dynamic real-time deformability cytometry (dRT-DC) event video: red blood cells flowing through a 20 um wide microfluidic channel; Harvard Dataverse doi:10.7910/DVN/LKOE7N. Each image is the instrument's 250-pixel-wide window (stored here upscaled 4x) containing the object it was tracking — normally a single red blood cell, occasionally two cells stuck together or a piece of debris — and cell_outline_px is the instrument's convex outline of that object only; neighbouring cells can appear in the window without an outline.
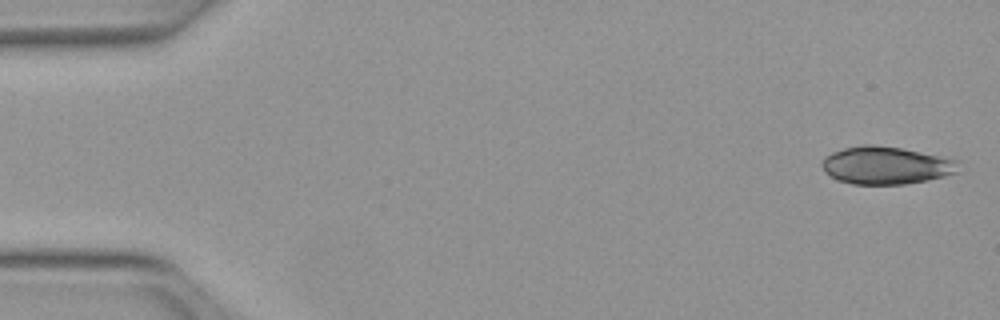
{"species": "Egyptian fruit bat (a non-hibernating species)", "species_latin": "Rousettus aegyptiacus", "temperature_condition": "warm", "stored_images_in_passage": 50, "camera_frame_rate_fps": 3000, "um_per_image_px": 0.085, "animal": {"sex": "female"}, "frame": {"image": 1, "passage_image": 1, "time_ms": 0.0, "image_size_px": [1000, 320], "cell_outline_px": [[960, 172], [928, 180], [904, 184], [852, 184], [836, 180], [824, 172], [820, 164], [824, 156], [832, 152], [844, 148], [864, 144], [872, 144], [900, 148], [956, 160]], "centroid_in_image_um": [75.24, 14.06], "position_along_channel_um": 9.8, "area_um2": 29.94}}
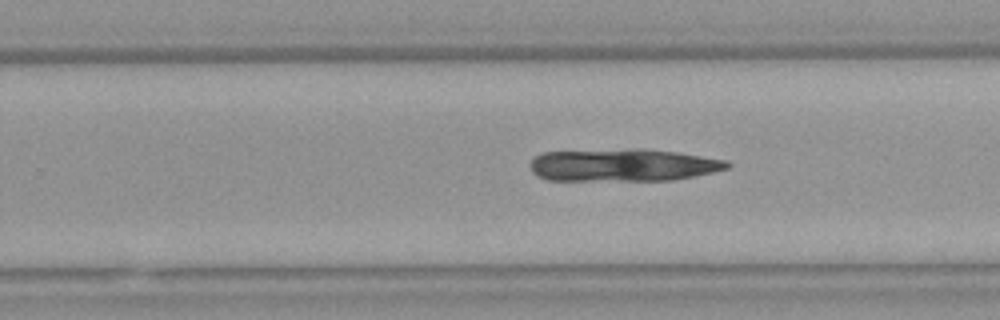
{"frame": {"image": 2, "passage_image": 31, "time_ms": 10.0, "image_size_px": [1000, 320], "cell_outline_px": [[732, 164], [728, 168], [712, 172], [672, 180], [548, 180], [536, 176], [532, 172], [528, 164], [540, 152], [632, 148], [648, 148], [676, 152], [728, 160]], "centroid_in_image_um": [52.92, 14.01], "position_along_channel_um": 276.9, "area_um2": 37.74}}
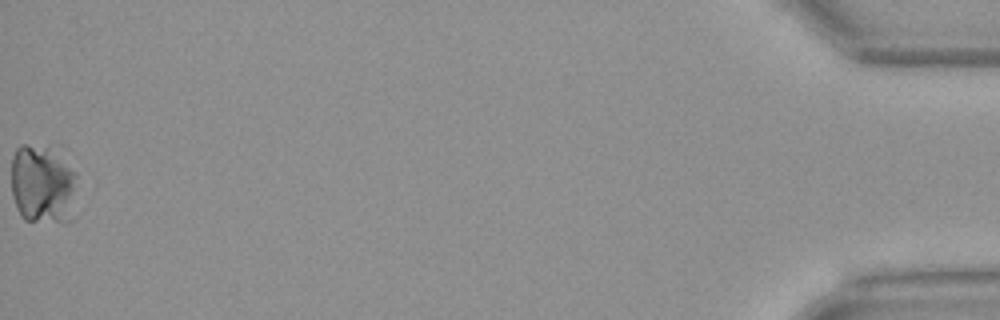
{"frame": {"image": 3, "passage_image": 50, "time_ms": 16.333, "image_size_px": [1000, 320], "cell_outline_px": [[76, 176], [72, 220], [64, 224], [24, 220], [20, 216], [16, 208], [12, 196], [12, 156], [16, 148], [20, 144], [64, 144], [76, 172]], "centroid_in_image_um": [3.7, 15.55], "position_along_channel_um": 431.5, "area_um2": 32.89}}